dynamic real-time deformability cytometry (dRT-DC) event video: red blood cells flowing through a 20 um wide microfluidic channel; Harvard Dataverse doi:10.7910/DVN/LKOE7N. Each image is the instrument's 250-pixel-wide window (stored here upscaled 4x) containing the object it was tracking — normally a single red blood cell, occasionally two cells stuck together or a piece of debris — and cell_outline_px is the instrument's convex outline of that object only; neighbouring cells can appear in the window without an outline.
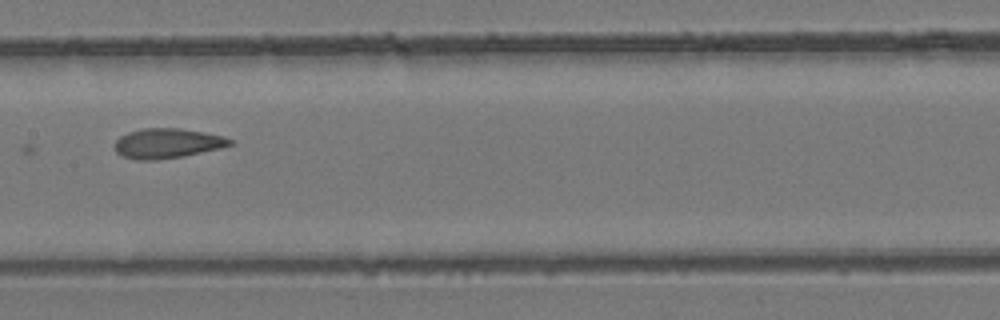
{"species": "common noctule bat (a hibernating species)", "species_latin": "Nyctalus noctula", "temperature_condition": "room temperature", "stored_images_in_passage": 6, "camera_frame_rate_fps": 3000, "um_per_image_px": 0.085, "animal": {"sex": "female", "body_mass_g": 24.6, "forearm_length_mm": 56.2}, "frame": {"image": 1, "passage_image": 5, "time_ms": 4.667, "image_size_px": [1000, 320], "cell_outline_px": [[236, 144], [220, 148], [184, 156], [156, 160], [140, 160], [124, 156], [116, 152], [112, 144], [120, 136], [128, 132], [140, 128], [176, 128], [224, 136], [236, 140]], "centroid_in_image_um": [14.23, 12.18], "position_along_channel_um": 193.2, "area_um2": 20.17}}